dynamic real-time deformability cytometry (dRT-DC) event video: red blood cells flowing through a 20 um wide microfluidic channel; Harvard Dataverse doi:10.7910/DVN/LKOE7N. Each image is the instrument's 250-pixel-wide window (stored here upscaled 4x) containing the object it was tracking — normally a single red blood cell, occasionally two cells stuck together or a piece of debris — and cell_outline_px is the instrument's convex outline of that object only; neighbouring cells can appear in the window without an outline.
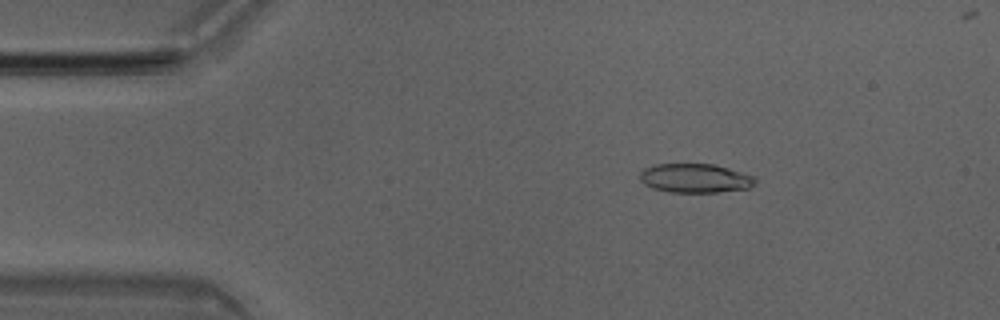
{"species": "Egyptian fruit bat (a non-hibernating species)", "species_latin": "Rousettus aegyptiacus", "temperature_condition": "room temperature", "stored_images_in_passage": 50, "camera_frame_rate_fps": 3000, "um_per_image_px": 0.085, "animal": {"sex": "male"}, "frame": {"image": 1, "passage_image": 8, "time_ms": 2.333, "image_size_px": [1000, 320], "cell_outline_px": [[756, 184], [748, 188], [716, 192], [668, 192], [652, 188], [644, 184], [640, 180], [640, 172], [644, 168], [656, 164], [712, 164], [728, 168], [756, 176]], "centroid_in_image_um": [59.09, 15.15], "position_along_channel_um": 25.9, "area_um2": 19.59}}
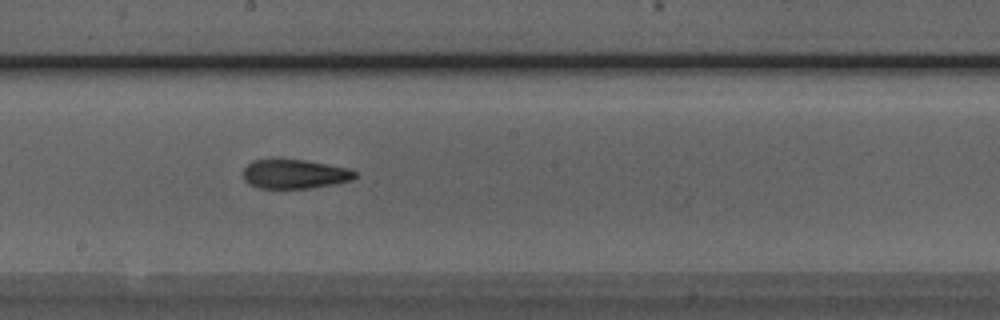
{"frame": {"image": 2, "passage_image": 27, "time_ms": 8.667, "image_size_px": [1000, 320], "cell_outline_px": [[356, 176], [352, 180], [336, 184], [312, 188], [256, 188], [248, 184], [244, 180], [244, 168], [252, 160], [304, 160], [352, 168], [356, 172]], "centroid_in_image_um": [25.08, 14.8], "position_along_channel_um": 223.1, "area_um2": 19.13}}
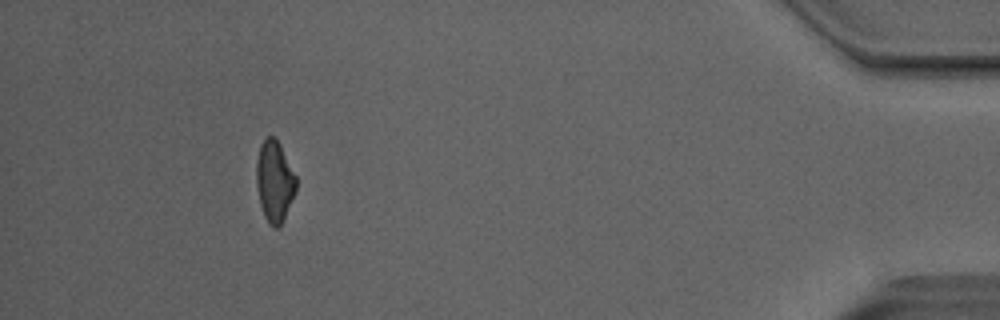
{"frame": {"image": 3, "passage_image": 46, "time_ms": 15.0, "image_size_px": [1000, 320], "cell_outline_px": [[296, 192], [284, 220], [276, 228], [272, 228], [268, 224], [264, 216], [260, 204], [256, 184], [256, 164], [260, 144], [268, 136], [276, 136], [296, 176]], "centroid_in_image_um": [23.33, 15.43], "position_along_channel_um": 411.9, "area_um2": 19.02}, "authors_computed_cell_mechanics": {"area_um2": 19.6809, "velocity_mm_per_s": 4.0526, "shape_relaxation_time_tau1_ms": 6.906, "shape_relaxation_time_tau2_ms": 2.21, "deformation_change_tau1": 0.2129, "deformation_change_tau2": 0.1104}}